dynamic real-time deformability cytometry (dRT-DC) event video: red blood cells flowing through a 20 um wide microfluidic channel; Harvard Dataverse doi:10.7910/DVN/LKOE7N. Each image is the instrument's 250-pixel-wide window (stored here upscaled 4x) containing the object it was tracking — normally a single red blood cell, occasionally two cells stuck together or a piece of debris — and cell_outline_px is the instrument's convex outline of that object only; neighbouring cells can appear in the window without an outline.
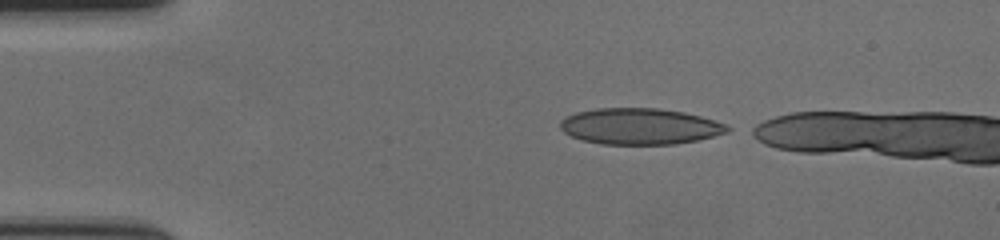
{"species": "human", "species_latin": "Homo sapiens", "temperature_condition": "cold", "stored_images_in_passage": 7, "camera_frame_rate_fps": 3000, "um_per_image_px": 0.085, "donor": {"sex": "female"}, "frame": {"image": 1, "passage_image": 1, "time_ms": 0.0, "image_size_px": [1000, 240], "cell_outline_px": [[736, 128], [728, 132], [696, 140], [676, 144], [600, 144], [580, 140], [564, 132], [560, 128], [560, 120], [576, 112], [596, 108], [656, 108], [684, 112], [700, 116], [728, 124]], "centroid_in_image_um": [54.41, 10.74], "position_along_channel_um": 30.6, "area_um2": 35.43}}